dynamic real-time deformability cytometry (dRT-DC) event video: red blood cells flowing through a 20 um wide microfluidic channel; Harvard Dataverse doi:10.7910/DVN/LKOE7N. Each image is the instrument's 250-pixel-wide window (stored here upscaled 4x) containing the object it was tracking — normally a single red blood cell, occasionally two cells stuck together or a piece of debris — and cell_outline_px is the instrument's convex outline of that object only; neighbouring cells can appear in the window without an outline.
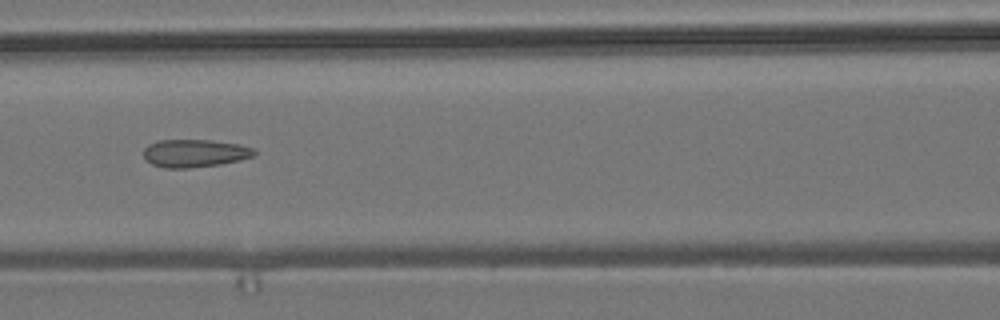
{"species": "common noctule bat (a hibernating species)", "species_latin": "Nyctalus noctula", "temperature_condition": "room temperature", "stored_images_in_passage": 10, "camera_frame_rate_fps": 3000, "um_per_image_px": 0.085, "animal": {"sex": "male", "body_mass_g": 19.2, "forearm_length_mm": 51.8}, "frame": {"image": 1, "passage_image": 7, "time_ms": 2.0, "image_size_px": [1000, 320], "cell_outline_px": [[256, 152], [252, 156], [240, 160], [220, 164], [188, 168], [164, 168], [152, 164], [144, 156], [144, 148], [148, 144], [160, 140], [212, 140], [240, 144], [252, 148]], "centroid_in_image_um": [16.54, 13.02], "position_along_channel_um": 150.1, "area_um2": 17.86}}
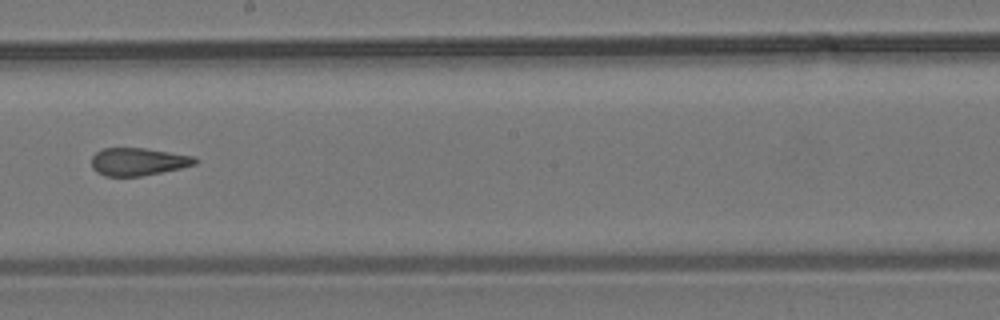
{"frame": {"image": 2, "passage_image": 9, "time_ms": 2.667, "image_size_px": [1000, 320], "cell_outline_px": [[200, 160], [196, 164], [180, 168], [140, 176], [104, 176], [96, 172], [92, 168], [92, 156], [96, 152], [104, 148], [144, 148], [196, 156]], "centroid_in_image_um": [11.75, 13.74], "position_along_channel_um": 236.4, "area_um2": 16.76}}
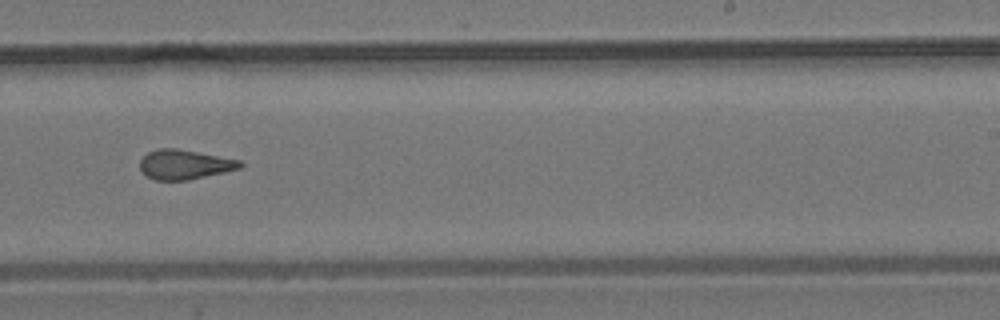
{"frame": {"image": 3, "passage_image": 10, "time_ms": 3.0, "image_size_px": [1000, 320], "cell_outline_px": [[244, 164], [240, 168], [224, 172], [188, 180], [156, 180], [148, 176], [140, 168], [140, 160], [148, 152], [160, 148], [176, 148], [240, 160]], "centroid_in_image_um": [15.69, 13.98], "position_along_channel_um": 273.3, "area_um2": 17.05}}